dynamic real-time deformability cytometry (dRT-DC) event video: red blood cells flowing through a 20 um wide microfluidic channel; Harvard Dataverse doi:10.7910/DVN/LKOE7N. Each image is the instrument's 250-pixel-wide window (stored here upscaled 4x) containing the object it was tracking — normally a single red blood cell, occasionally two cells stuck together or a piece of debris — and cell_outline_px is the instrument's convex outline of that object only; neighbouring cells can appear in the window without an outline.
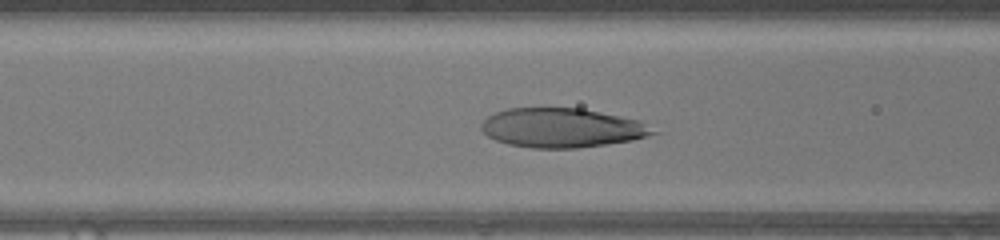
{"species": "human", "species_latin": "Homo sapiens", "temperature_condition": "warm", "stored_images_in_passage": 46, "camera_frame_rate_fps": 3000, "um_per_image_px": 0.085, "donor": {"sex": "female"}, "frame": {"image": 1, "passage_image": 18, "time_ms": 5.667, "image_size_px": [1000, 240], "cell_outline_px": [[664, 132], [632, 140], [576, 148], [532, 148], [508, 144], [496, 140], [488, 136], [480, 128], [480, 124], [488, 116], [496, 112], [508, 108], [580, 108], [640, 120]], "centroid_in_image_um": [47.81, 10.86], "position_along_channel_um": 118.8, "area_um2": 39.48}}
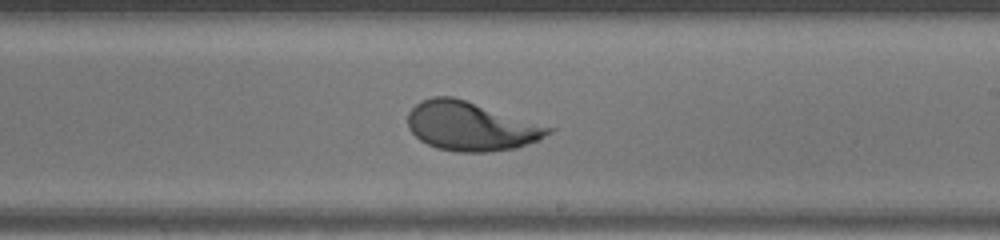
{"frame": {"image": 2, "passage_image": 27, "time_ms": 8.667, "image_size_px": [1000, 240], "cell_outline_px": [[556, 128], [552, 132], [540, 140], [516, 148], [488, 152], [456, 152], [436, 148], [420, 140], [408, 128], [408, 112], [420, 100], [432, 96], [452, 96]], "centroid_in_image_um": [40.03, 10.73], "position_along_channel_um": 249.0, "area_um2": 40.23}}
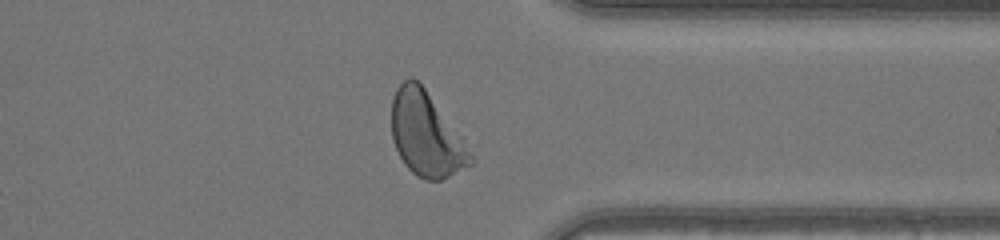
{"frame": {"image": 3, "passage_image": 36, "time_ms": 11.667, "image_size_px": [1000, 240], "cell_outline_px": [[476, 164], [440, 180], [428, 180], [416, 176], [404, 164], [392, 140], [392, 100], [396, 88], [404, 80], [412, 76], [424, 88], [472, 152], [476, 160]], "centroid_in_image_um": [36.23, 11.47], "position_along_channel_um": 375.2, "area_um2": 38.38}, "authors_computed_cell_mechanics": {"area_um2": 40.3444, "velocity_mm_per_s": 4.3651, "shape_relaxation_time_tau1_ms": 3.1773, "shape_relaxation_time_tau2_ms": 0.8075, "deformation_change_tau1": 0.2083, "deformation_change_tau2": 0.067}}